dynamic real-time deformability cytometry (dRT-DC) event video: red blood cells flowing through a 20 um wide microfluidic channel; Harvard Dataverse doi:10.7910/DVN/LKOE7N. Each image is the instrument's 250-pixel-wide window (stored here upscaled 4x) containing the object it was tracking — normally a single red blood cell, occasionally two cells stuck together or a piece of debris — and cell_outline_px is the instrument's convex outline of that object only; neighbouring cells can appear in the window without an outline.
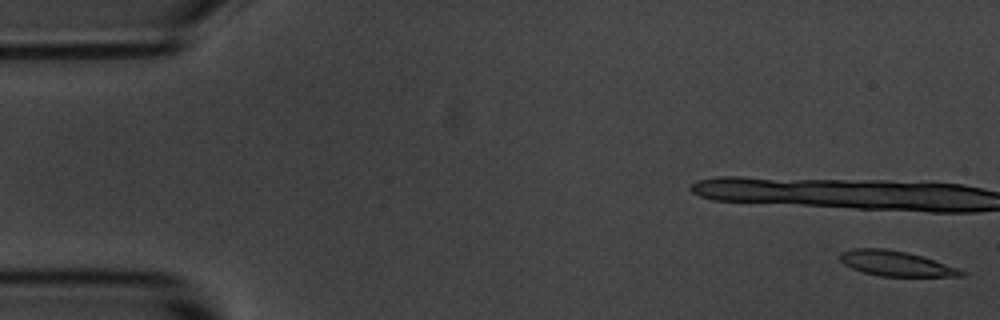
{"species": "common noctule bat (a hibernating species)", "species_latin": "Nyctalus noctula", "temperature_condition": "room temperature", "stored_images_in_passage": 6, "camera_frame_rate_fps": 3000, "um_per_image_px": 0.085, "animal": {"sex": "male", "body_mass_g": 20.1, "forearm_length_mm": 53.5}, "frame": {"image": 1, "passage_image": 1, "time_ms": 0.0, "image_size_px": [1000, 320], "cell_outline_px": [[968, 272], [964, 276], [880, 276], [864, 272], [852, 268], [844, 264], [840, 260], [840, 252], [852, 248], [884, 248], [908, 252]], "centroid_in_image_um": [76.1, 22.39], "position_along_channel_um": 8.9, "area_um2": 17.51}}
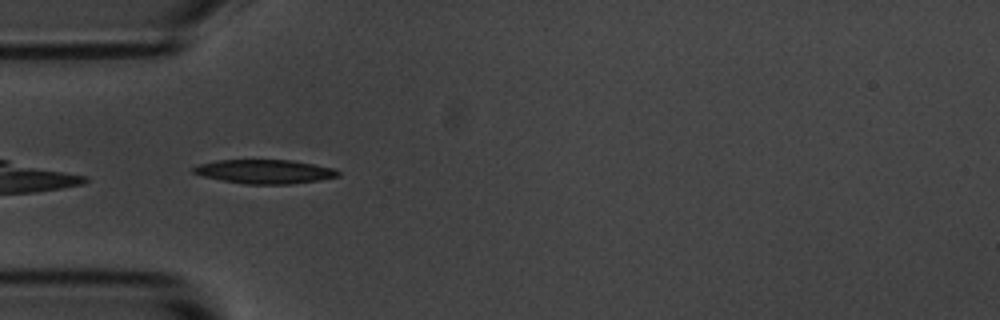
{"frame": {"image": 2, "passage_image": 5, "time_ms": 5.667, "image_size_px": [1000, 320], "cell_outline_px": [[340, 176], [320, 180], [292, 184], [244, 184], [204, 176], [192, 172], [192, 168], [200, 164], [216, 160], [292, 160], [336, 168], [340, 172]], "centroid_in_image_um": [22.56, 14.58], "position_along_channel_um": 62.4, "area_um2": 20.23}}